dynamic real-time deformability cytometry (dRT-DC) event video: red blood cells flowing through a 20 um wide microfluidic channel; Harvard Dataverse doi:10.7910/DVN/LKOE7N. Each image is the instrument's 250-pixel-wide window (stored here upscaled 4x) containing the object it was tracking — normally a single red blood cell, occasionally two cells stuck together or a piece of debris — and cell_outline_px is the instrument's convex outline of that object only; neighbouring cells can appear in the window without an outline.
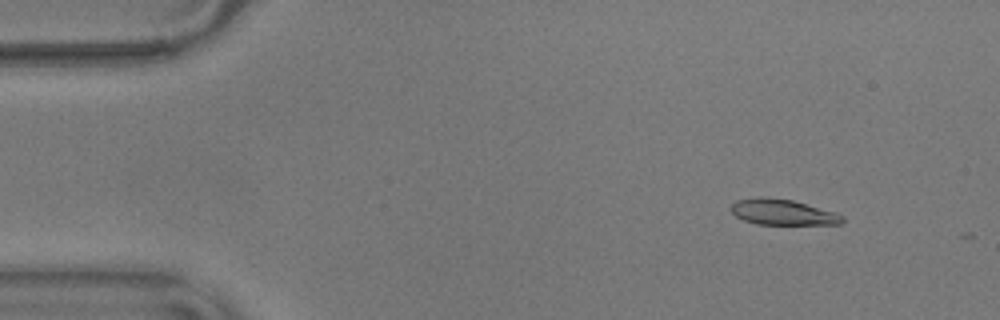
{"species": "common noctule bat (a hibernating species)", "species_latin": "Nyctalus noctula", "temperature_condition": "warm", "stored_images_in_passage": 9, "camera_frame_rate_fps": 3000, "um_per_image_px": 0.085, "animal": {"sex": "male", "body_mass_g": 17.9}, "frame": {"image": 1, "passage_image": 5, "time_ms": 1.333, "image_size_px": [1000, 320], "cell_outline_px": [[844, 220], [840, 224], [756, 224], [744, 220], [736, 216], [728, 208], [736, 200], [760, 196], [768, 196], [792, 200], [832, 212], [844, 216]], "centroid_in_image_um": [66.45, 18.02], "position_along_channel_um": 18.6, "area_um2": 16.59}}